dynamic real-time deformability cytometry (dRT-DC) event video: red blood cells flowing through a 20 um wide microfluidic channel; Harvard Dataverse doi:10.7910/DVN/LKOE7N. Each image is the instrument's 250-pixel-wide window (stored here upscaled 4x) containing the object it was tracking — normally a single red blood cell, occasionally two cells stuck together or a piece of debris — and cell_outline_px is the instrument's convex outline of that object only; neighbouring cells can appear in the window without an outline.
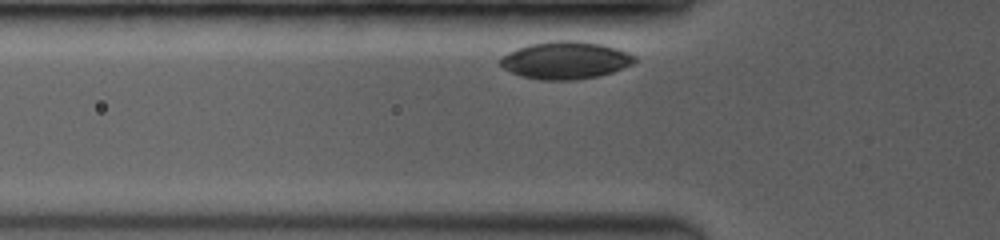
{"species": "common noctule bat (a hibernating species)", "species_latin": "Nyctalus noctula", "temperature_condition": "room temperature", "stored_images_in_passage": 26, "camera_frame_rate_fps": 3500, "um_per_image_px": 0.085, "animal": {"sex": "female", "body_mass_g": 19.0, "forearm_length_mm": 53.3}, "frame": {"image": 1, "passage_image": 4, "time_ms": 0.571, "image_size_px": [1000, 240], "cell_outline_px": [[636, 60], [632, 64], [612, 72], [600, 76], [576, 80], [540, 80], [520, 76], [504, 68], [500, 64], [500, 56], [516, 48], [528, 44], [556, 40], [580, 40], [600, 44], [616, 48], [628, 52], [636, 56]], "centroid_in_image_um": [48.05, 5.12], "position_along_channel_um": 77.8, "area_um2": 29.59}}
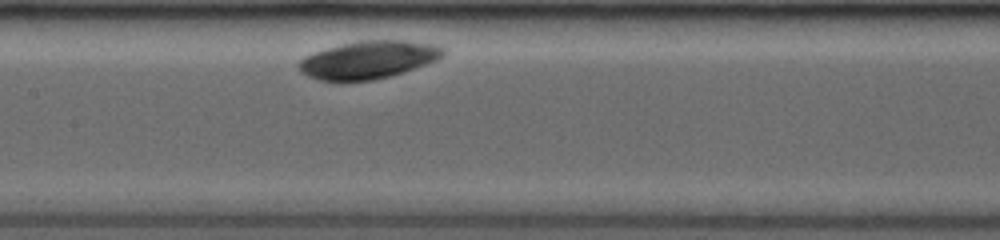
{"frame": {"image": 2, "passage_image": 15, "time_ms": 3.429, "image_size_px": [1000, 240], "cell_outline_px": [[444, 56], [436, 60], [404, 72], [392, 76], [372, 80], [320, 80], [308, 76], [300, 72], [296, 64], [304, 56], [340, 44], [360, 40], [404, 40], [436, 44], [444, 48]], "centroid_in_image_um": [31.32, 5.07], "position_along_channel_um": 176.1, "area_um2": 31.73}}
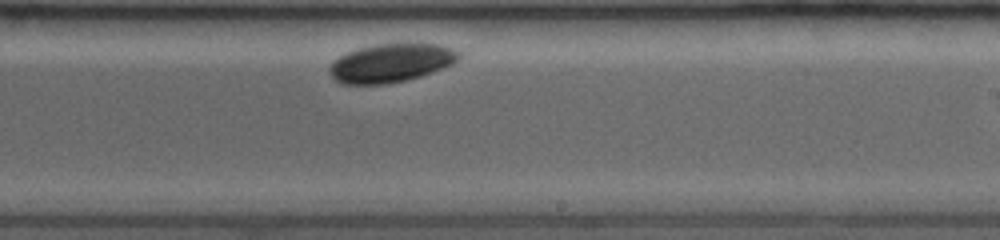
{"frame": {"image": 3, "passage_image": 25, "time_ms": 5.714, "image_size_px": [1000, 240], "cell_outline_px": [[464, 56], [460, 60], [444, 68], [420, 76], [388, 84], [340, 84], [328, 72], [328, 64], [332, 60], [356, 48], [376, 44], [440, 44], [452, 48], [460, 52]], "centroid_in_image_um": [33.23, 5.35], "position_along_channel_um": 255.8, "area_um2": 29.36}}